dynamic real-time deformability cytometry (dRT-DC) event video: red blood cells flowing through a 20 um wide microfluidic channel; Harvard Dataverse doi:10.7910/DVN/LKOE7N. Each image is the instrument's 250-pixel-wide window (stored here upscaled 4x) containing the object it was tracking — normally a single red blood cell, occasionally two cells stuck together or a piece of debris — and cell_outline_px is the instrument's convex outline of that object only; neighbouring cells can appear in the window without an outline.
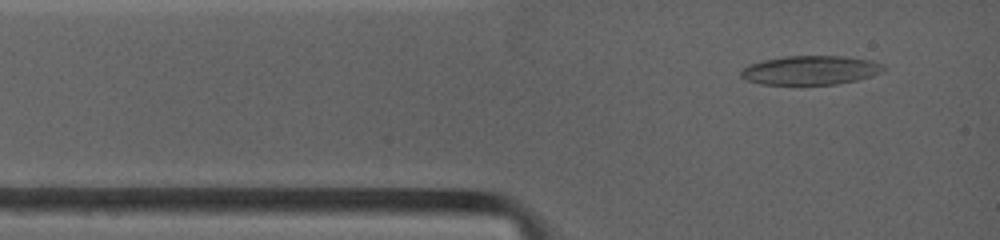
{"species": "common noctule bat (a hibernating species)", "species_latin": "Nyctalus noctula", "temperature_condition": "warm", "stored_images_in_passage": 9, "camera_frame_rate_fps": 4500, "um_per_image_px": 0.085, "animal": {"sex": "female", "body_mass_g": 19.0, "forearm_length_mm": 53.3}, "frame": {"image": 1, "passage_image": 4, "time_ms": 0.667, "image_size_px": [1000, 240], "cell_outline_px": [[884, 68], [880, 72], [872, 76], [856, 80], [836, 84], [760, 84], [748, 80], [740, 76], [740, 72], [748, 64], [764, 60], [788, 56], [844, 56], [872, 60], [884, 64]], "centroid_in_image_um": [68.9, 5.96], "position_along_channel_um": 16.1, "area_um2": 23.99}}
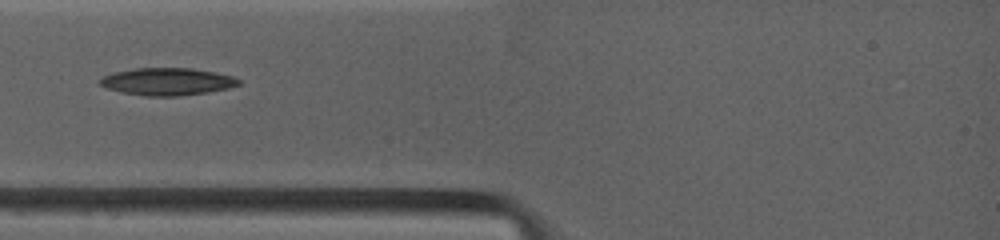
{"frame": {"image": 2, "passage_image": 8, "time_ms": 2.667, "image_size_px": [1000, 240], "cell_outline_px": [[240, 84], [228, 88], [208, 92], [176, 96], [144, 96], [120, 92], [108, 88], [100, 84], [100, 80], [104, 76], [116, 72], [136, 68], [192, 68], [216, 72], [232, 76], [240, 80]], "centroid_in_image_um": [14.24, 6.93], "position_along_channel_um": 70.8, "area_um2": 21.96}}